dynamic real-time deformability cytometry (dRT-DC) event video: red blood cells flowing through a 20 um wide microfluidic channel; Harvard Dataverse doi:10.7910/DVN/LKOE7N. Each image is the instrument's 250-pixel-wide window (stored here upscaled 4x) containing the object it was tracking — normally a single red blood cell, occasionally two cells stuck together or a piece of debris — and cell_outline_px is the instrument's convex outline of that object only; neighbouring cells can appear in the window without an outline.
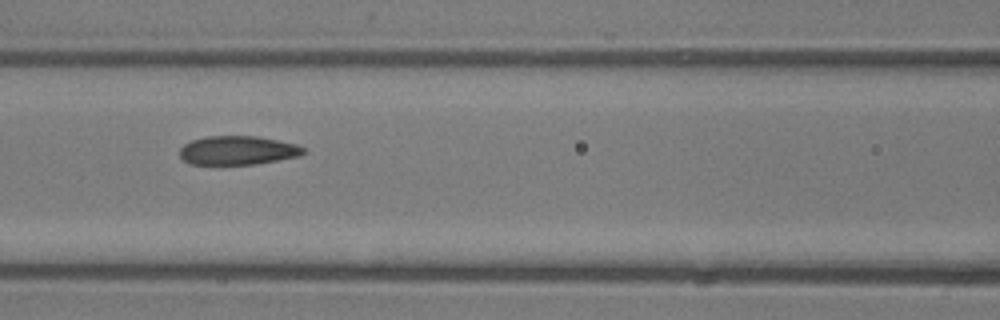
{"species": "common noctule bat (a hibernating species)", "species_latin": "Nyctalus noctula", "temperature_condition": "room temperature", "stored_images_in_passage": 4, "camera_frame_rate_fps": 3000, "um_per_image_px": 0.085, "animal": {"sex": "male", "body_mass_g": 13.3}, "frame": {"image": 1, "passage_image": 4, "time_ms": 1.0, "image_size_px": [1000, 320], "cell_outline_px": [[304, 152], [300, 156], [256, 164], [188, 164], [180, 156], [180, 148], [184, 144], [192, 140], [208, 136], [256, 136], [296, 144], [304, 148]], "centroid_in_image_um": [20.19, 12.78], "position_along_channel_um": 146.4, "area_um2": 20.69}}